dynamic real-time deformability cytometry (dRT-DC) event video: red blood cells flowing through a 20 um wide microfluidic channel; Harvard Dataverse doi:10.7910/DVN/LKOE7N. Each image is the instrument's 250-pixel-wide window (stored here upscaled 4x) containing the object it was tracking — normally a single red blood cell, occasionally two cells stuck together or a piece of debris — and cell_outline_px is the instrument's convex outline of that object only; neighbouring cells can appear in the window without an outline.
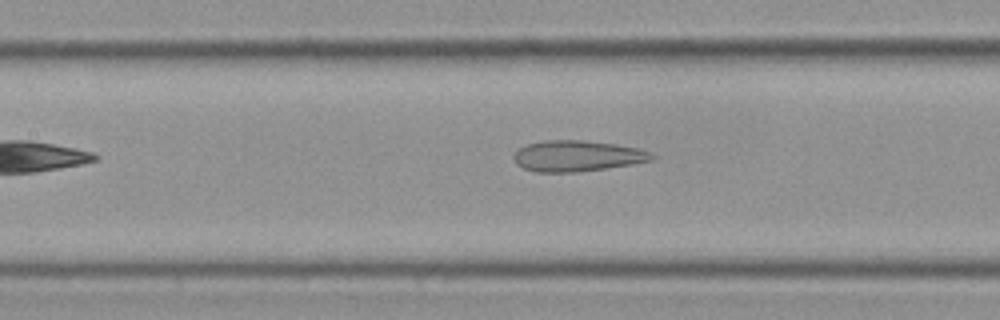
{"species": "Egyptian fruit bat (a non-hibernating species)", "species_latin": "Rousettus aegyptiacus", "temperature_condition": "cold", "stored_images_in_passage": 12, "camera_frame_rate_fps": 3000, "um_per_image_px": 0.085, "frame": {"image": 1, "passage_image": 9, "time_ms": 2.667, "image_size_px": [1000, 320], "cell_outline_px": [[656, 156], [652, 160], [604, 168], [572, 172], [536, 172], [524, 168], [516, 164], [512, 156], [520, 148], [528, 144], [544, 140], [584, 140], [616, 144], [640, 148]], "centroid_in_image_um": [49.03, 13.24], "position_along_channel_um": 158.4, "area_um2": 24.62}}